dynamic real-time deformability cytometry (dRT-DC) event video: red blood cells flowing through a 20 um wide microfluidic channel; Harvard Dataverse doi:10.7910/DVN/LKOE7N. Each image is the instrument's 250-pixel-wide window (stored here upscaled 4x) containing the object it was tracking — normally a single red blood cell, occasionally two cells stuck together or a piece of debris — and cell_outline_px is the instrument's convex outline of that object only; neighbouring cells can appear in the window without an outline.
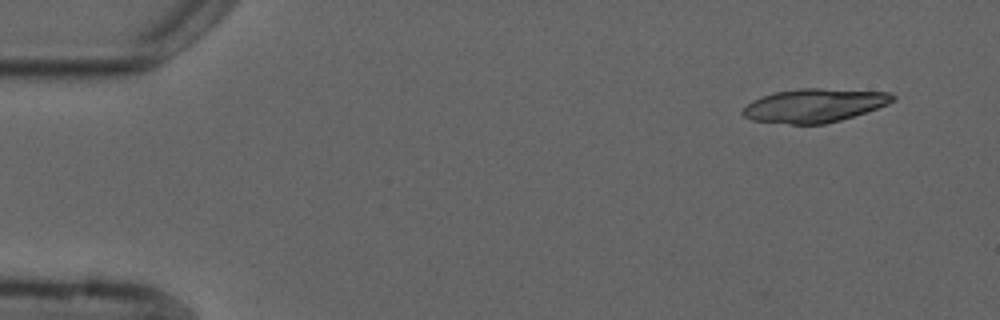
{"species": "common noctule bat (a hibernating species)", "species_latin": "Nyctalus noctula", "temperature_condition": "cold", "stored_images_in_passage": 5, "camera_frame_rate_fps": 3000, "um_per_image_px": 0.085, "animal": {"sex": "male", "forearm_length_mm": 52.5}, "frame": {"image": 1, "passage_image": 1, "time_ms": 0.0, "image_size_px": [1000, 320], "cell_outline_px": [[896, 100], [888, 104], [840, 120], [824, 124], [792, 124], [752, 120], [744, 116], [740, 112], [752, 100], [776, 92], [800, 88], [820, 88], [892, 92], [896, 96]], "centroid_in_image_um": [69.25, 8.95], "position_along_channel_um": 15.8, "area_um2": 29.19}}
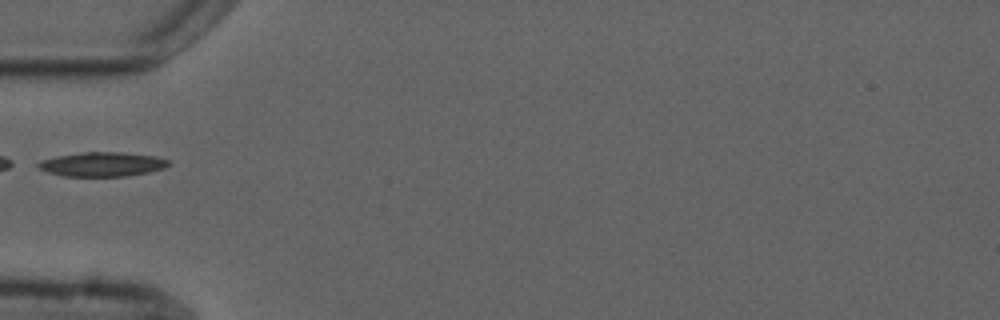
{"frame": {"image": 2, "passage_image": 5, "time_ms": 4.667, "image_size_px": [1000, 320], "cell_outline_px": [[172, 164], [164, 168], [148, 172], [124, 176], [64, 176], [48, 172], [40, 168], [36, 164], [40, 160], [56, 156], [84, 152], [120, 152], [156, 156], [168, 160]], "centroid_in_image_um": [8.7, 13.95], "position_along_channel_um": 76.3, "area_um2": 18.38}}